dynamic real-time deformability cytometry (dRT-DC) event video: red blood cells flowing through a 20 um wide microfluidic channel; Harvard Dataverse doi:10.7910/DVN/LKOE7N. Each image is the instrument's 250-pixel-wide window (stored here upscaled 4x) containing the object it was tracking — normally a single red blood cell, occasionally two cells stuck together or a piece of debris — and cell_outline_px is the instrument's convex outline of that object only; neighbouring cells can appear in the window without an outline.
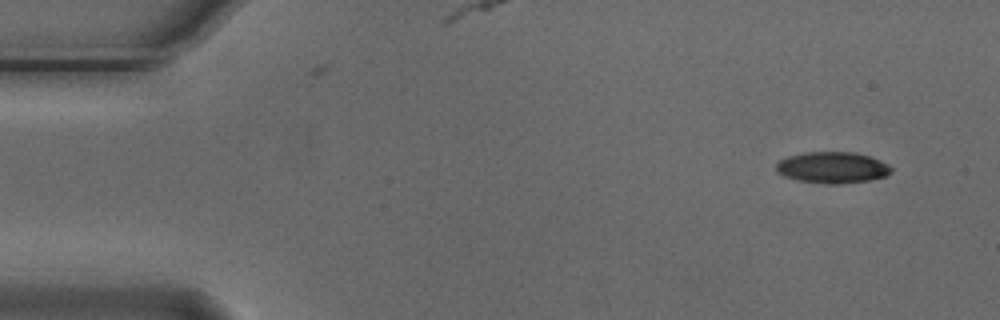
{"species": "Egyptian fruit bat (a non-hibernating species)", "species_latin": "Rousettus aegyptiacus", "temperature_condition": "cold", "stored_images_in_passage": 4, "camera_frame_rate_fps": 3000, "um_per_image_px": 0.085, "animal": {"sex": "male"}, "frame": {"image": 1, "passage_image": 1, "time_ms": 0.0, "image_size_px": [1000, 320], "cell_outline_px": [[892, 172], [884, 176], [868, 180], [840, 184], [828, 184], [800, 180], [784, 176], [776, 172], [776, 164], [780, 160], [788, 156], [804, 152], [856, 152], [880, 160], [888, 164], [892, 168]], "centroid_in_image_um": [70.75, 14.23], "position_along_channel_um": 14.3, "area_um2": 20.92}}
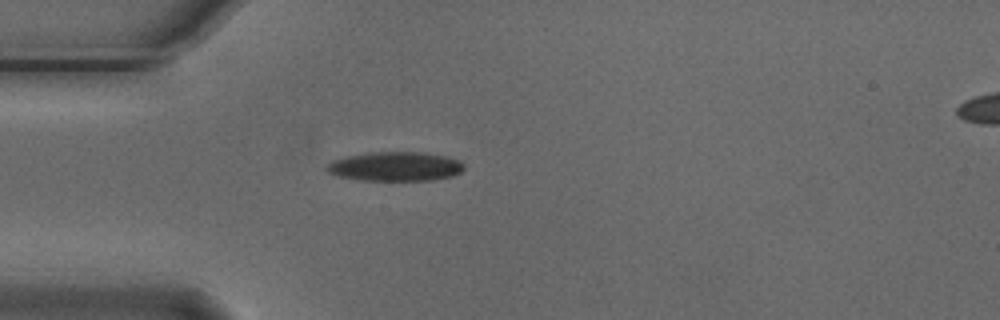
{"frame": {"image": 2, "passage_image": 4, "time_ms": 1.0, "image_size_px": [1000, 320], "cell_outline_px": [[464, 168], [460, 172], [452, 176], [432, 180], [360, 180], [336, 176], [328, 172], [324, 168], [332, 160], [348, 156], [368, 152], [424, 152], [448, 156], [460, 160], [464, 164]], "centroid_in_image_um": [33.6, 14.14], "position_along_channel_um": 51.4, "area_um2": 23.58}}